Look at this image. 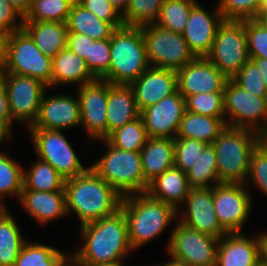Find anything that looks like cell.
Wrapping results in <instances>:
<instances>
[{
	"label": "cell",
	"instance_id": "obj_1",
	"mask_svg": "<svg viewBox=\"0 0 267 266\" xmlns=\"http://www.w3.org/2000/svg\"><path fill=\"white\" fill-rule=\"evenodd\" d=\"M80 228L85 244L71 257L84 266L121 261L132 251L127 220L121 209Z\"/></svg>",
	"mask_w": 267,
	"mask_h": 266
},
{
	"label": "cell",
	"instance_id": "obj_2",
	"mask_svg": "<svg viewBox=\"0 0 267 266\" xmlns=\"http://www.w3.org/2000/svg\"><path fill=\"white\" fill-rule=\"evenodd\" d=\"M66 213L77 214L81 225L116 213L122 196L91 167L81 175L65 180Z\"/></svg>",
	"mask_w": 267,
	"mask_h": 266
},
{
	"label": "cell",
	"instance_id": "obj_3",
	"mask_svg": "<svg viewBox=\"0 0 267 266\" xmlns=\"http://www.w3.org/2000/svg\"><path fill=\"white\" fill-rule=\"evenodd\" d=\"M120 209L127 220L132 250L158 237L179 213L175 207L156 200L147 193L124 196Z\"/></svg>",
	"mask_w": 267,
	"mask_h": 266
},
{
	"label": "cell",
	"instance_id": "obj_4",
	"mask_svg": "<svg viewBox=\"0 0 267 266\" xmlns=\"http://www.w3.org/2000/svg\"><path fill=\"white\" fill-rule=\"evenodd\" d=\"M264 139L254 130L226 125L212 143L217 154L220 183L247 185L252 153Z\"/></svg>",
	"mask_w": 267,
	"mask_h": 266
},
{
	"label": "cell",
	"instance_id": "obj_5",
	"mask_svg": "<svg viewBox=\"0 0 267 266\" xmlns=\"http://www.w3.org/2000/svg\"><path fill=\"white\" fill-rule=\"evenodd\" d=\"M150 67L141 27L122 26L110 37V63L100 78L111 84H130Z\"/></svg>",
	"mask_w": 267,
	"mask_h": 266
},
{
	"label": "cell",
	"instance_id": "obj_6",
	"mask_svg": "<svg viewBox=\"0 0 267 266\" xmlns=\"http://www.w3.org/2000/svg\"><path fill=\"white\" fill-rule=\"evenodd\" d=\"M103 141L108 150L90 167L122 197L146 193L149 184L144 179L140 152L121 150Z\"/></svg>",
	"mask_w": 267,
	"mask_h": 266
},
{
	"label": "cell",
	"instance_id": "obj_7",
	"mask_svg": "<svg viewBox=\"0 0 267 266\" xmlns=\"http://www.w3.org/2000/svg\"><path fill=\"white\" fill-rule=\"evenodd\" d=\"M223 102L224 114H229L230 118L227 126L251 129L267 138V97L246 92L228 79L224 86Z\"/></svg>",
	"mask_w": 267,
	"mask_h": 266
},
{
	"label": "cell",
	"instance_id": "obj_8",
	"mask_svg": "<svg viewBox=\"0 0 267 266\" xmlns=\"http://www.w3.org/2000/svg\"><path fill=\"white\" fill-rule=\"evenodd\" d=\"M151 67L177 71L196 58L183 34L163 29L156 24L141 26Z\"/></svg>",
	"mask_w": 267,
	"mask_h": 266
},
{
	"label": "cell",
	"instance_id": "obj_9",
	"mask_svg": "<svg viewBox=\"0 0 267 266\" xmlns=\"http://www.w3.org/2000/svg\"><path fill=\"white\" fill-rule=\"evenodd\" d=\"M220 239L179 221L167 245L171 260L188 266H215Z\"/></svg>",
	"mask_w": 267,
	"mask_h": 266
},
{
	"label": "cell",
	"instance_id": "obj_10",
	"mask_svg": "<svg viewBox=\"0 0 267 266\" xmlns=\"http://www.w3.org/2000/svg\"><path fill=\"white\" fill-rule=\"evenodd\" d=\"M206 57L228 79L233 78L250 60L244 20H224L217 29L212 49Z\"/></svg>",
	"mask_w": 267,
	"mask_h": 266
},
{
	"label": "cell",
	"instance_id": "obj_11",
	"mask_svg": "<svg viewBox=\"0 0 267 266\" xmlns=\"http://www.w3.org/2000/svg\"><path fill=\"white\" fill-rule=\"evenodd\" d=\"M26 75L52 88V58L23 30L8 34L7 72Z\"/></svg>",
	"mask_w": 267,
	"mask_h": 266
},
{
	"label": "cell",
	"instance_id": "obj_12",
	"mask_svg": "<svg viewBox=\"0 0 267 266\" xmlns=\"http://www.w3.org/2000/svg\"><path fill=\"white\" fill-rule=\"evenodd\" d=\"M29 130L40 160L52 165L65 180L81 175L90 168L83 167L61 130Z\"/></svg>",
	"mask_w": 267,
	"mask_h": 266
},
{
	"label": "cell",
	"instance_id": "obj_13",
	"mask_svg": "<svg viewBox=\"0 0 267 266\" xmlns=\"http://www.w3.org/2000/svg\"><path fill=\"white\" fill-rule=\"evenodd\" d=\"M4 81L12 121L25 123L29 129L37 118L47 86L33 77L13 73H6Z\"/></svg>",
	"mask_w": 267,
	"mask_h": 266
},
{
	"label": "cell",
	"instance_id": "obj_14",
	"mask_svg": "<svg viewBox=\"0 0 267 266\" xmlns=\"http://www.w3.org/2000/svg\"><path fill=\"white\" fill-rule=\"evenodd\" d=\"M246 184L220 183L213 187L214 210L227 233L241 232L248 219L252 198Z\"/></svg>",
	"mask_w": 267,
	"mask_h": 266
},
{
	"label": "cell",
	"instance_id": "obj_15",
	"mask_svg": "<svg viewBox=\"0 0 267 266\" xmlns=\"http://www.w3.org/2000/svg\"><path fill=\"white\" fill-rule=\"evenodd\" d=\"M78 87L81 124L91 139L103 140L107 137L108 82L96 79Z\"/></svg>",
	"mask_w": 267,
	"mask_h": 266
},
{
	"label": "cell",
	"instance_id": "obj_16",
	"mask_svg": "<svg viewBox=\"0 0 267 266\" xmlns=\"http://www.w3.org/2000/svg\"><path fill=\"white\" fill-rule=\"evenodd\" d=\"M185 111L186 100L178 90L158 103L146 107L140 116L144 120L147 136L174 139Z\"/></svg>",
	"mask_w": 267,
	"mask_h": 266
},
{
	"label": "cell",
	"instance_id": "obj_17",
	"mask_svg": "<svg viewBox=\"0 0 267 266\" xmlns=\"http://www.w3.org/2000/svg\"><path fill=\"white\" fill-rule=\"evenodd\" d=\"M176 73L178 92L185 99L199 93L224 92L228 81L207 57H196Z\"/></svg>",
	"mask_w": 267,
	"mask_h": 266
},
{
	"label": "cell",
	"instance_id": "obj_18",
	"mask_svg": "<svg viewBox=\"0 0 267 266\" xmlns=\"http://www.w3.org/2000/svg\"><path fill=\"white\" fill-rule=\"evenodd\" d=\"M81 125L80 105L77 99L67 94L42 96L39 112L29 129L63 130Z\"/></svg>",
	"mask_w": 267,
	"mask_h": 266
},
{
	"label": "cell",
	"instance_id": "obj_19",
	"mask_svg": "<svg viewBox=\"0 0 267 266\" xmlns=\"http://www.w3.org/2000/svg\"><path fill=\"white\" fill-rule=\"evenodd\" d=\"M140 113L178 90L175 70L149 67L138 79L129 84Z\"/></svg>",
	"mask_w": 267,
	"mask_h": 266
},
{
	"label": "cell",
	"instance_id": "obj_20",
	"mask_svg": "<svg viewBox=\"0 0 267 266\" xmlns=\"http://www.w3.org/2000/svg\"><path fill=\"white\" fill-rule=\"evenodd\" d=\"M185 201L188 209L180 222L218 239L227 233L220 226L214 210L213 187L191 188Z\"/></svg>",
	"mask_w": 267,
	"mask_h": 266
},
{
	"label": "cell",
	"instance_id": "obj_21",
	"mask_svg": "<svg viewBox=\"0 0 267 266\" xmlns=\"http://www.w3.org/2000/svg\"><path fill=\"white\" fill-rule=\"evenodd\" d=\"M223 21L218 7L213 14L208 13L198 3L192 7L183 36L196 57H206L209 54L217 29Z\"/></svg>",
	"mask_w": 267,
	"mask_h": 266
},
{
	"label": "cell",
	"instance_id": "obj_22",
	"mask_svg": "<svg viewBox=\"0 0 267 266\" xmlns=\"http://www.w3.org/2000/svg\"><path fill=\"white\" fill-rule=\"evenodd\" d=\"M255 239L241 232L226 233L220 238L215 266H254L262 257L261 233Z\"/></svg>",
	"mask_w": 267,
	"mask_h": 266
},
{
	"label": "cell",
	"instance_id": "obj_23",
	"mask_svg": "<svg viewBox=\"0 0 267 266\" xmlns=\"http://www.w3.org/2000/svg\"><path fill=\"white\" fill-rule=\"evenodd\" d=\"M107 136L114 130L140 117L133 90L129 84L108 82Z\"/></svg>",
	"mask_w": 267,
	"mask_h": 266
},
{
	"label": "cell",
	"instance_id": "obj_24",
	"mask_svg": "<svg viewBox=\"0 0 267 266\" xmlns=\"http://www.w3.org/2000/svg\"><path fill=\"white\" fill-rule=\"evenodd\" d=\"M190 189L186 172L173 166L151 181L146 193L178 210L181 204L186 203Z\"/></svg>",
	"mask_w": 267,
	"mask_h": 266
},
{
	"label": "cell",
	"instance_id": "obj_25",
	"mask_svg": "<svg viewBox=\"0 0 267 266\" xmlns=\"http://www.w3.org/2000/svg\"><path fill=\"white\" fill-rule=\"evenodd\" d=\"M20 202L24 209L39 223L67 215L65 191H33L22 190Z\"/></svg>",
	"mask_w": 267,
	"mask_h": 266
},
{
	"label": "cell",
	"instance_id": "obj_26",
	"mask_svg": "<svg viewBox=\"0 0 267 266\" xmlns=\"http://www.w3.org/2000/svg\"><path fill=\"white\" fill-rule=\"evenodd\" d=\"M22 29L46 56L54 58L67 47L68 29L65 22L23 21Z\"/></svg>",
	"mask_w": 267,
	"mask_h": 266
},
{
	"label": "cell",
	"instance_id": "obj_27",
	"mask_svg": "<svg viewBox=\"0 0 267 266\" xmlns=\"http://www.w3.org/2000/svg\"><path fill=\"white\" fill-rule=\"evenodd\" d=\"M140 154L144 179L149 184L174 166V139L148 137Z\"/></svg>",
	"mask_w": 267,
	"mask_h": 266
},
{
	"label": "cell",
	"instance_id": "obj_28",
	"mask_svg": "<svg viewBox=\"0 0 267 266\" xmlns=\"http://www.w3.org/2000/svg\"><path fill=\"white\" fill-rule=\"evenodd\" d=\"M96 79L86 61L67 47L52 58V87L71 83L81 86Z\"/></svg>",
	"mask_w": 267,
	"mask_h": 266
},
{
	"label": "cell",
	"instance_id": "obj_29",
	"mask_svg": "<svg viewBox=\"0 0 267 266\" xmlns=\"http://www.w3.org/2000/svg\"><path fill=\"white\" fill-rule=\"evenodd\" d=\"M226 117H211L185 111L175 138H190L213 143L227 125Z\"/></svg>",
	"mask_w": 267,
	"mask_h": 266
},
{
	"label": "cell",
	"instance_id": "obj_30",
	"mask_svg": "<svg viewBox=\"0 0 267 266\" xmlns=\"http://www.w3.org/2000/svg\"><path fill=\"white\" fill-rule=\"evenodd\" d=\"M68 33H80L93 40L110 39L115 28L108 22L99 19L77 1L72 5L66 21Z\"/></svg>",
	"mask_w": 267,
	"mask_h": 266
},
{
	"label": "cell",
	"instance_id": "obj_31",
	"mask_svg": "<svg viewBox=\"0 0 267 266\" xmlns=\"http://www.w3.org/2000/svg\"><path fill=\"white\" fill-rule=\"evenodd\" d=\"M26 241L7 208H0V266H14Z\"/></svg>",
	"mask_w": 267,
	"mask_h": 266
},
{
	"label": "cell",
	"instance_id": "obj_32",
	"mask_svg": "<svg viewBox=\"0 0 267 266\" xmlns=\"http://www.w3.org/2000/svg\"><path fill=\"white\" fill-rule=\"evenodd\" d=\"M186 174L191 188H208L220 184L217 154L212 143L205 145L198 160Z\"/></svg>",
	"mask_w": 267,
	"mask_h": 266
},
{
	"label": "cell",
	"instance_id": "obj_33",
	"mask_svg": "<svg viewBox=\"0 0 267 266\" xmlns=\"http://www.w3.org/2000/svg\"><path fill=\"white\" fill-rule=\"evenodd\" d=\"M65 179L49 163L37 159L28 172H23V189L33 191H65Z\"/></svg>",
	"mask_w": 267,
	"mask_h": 266
},
{
	"label": "cell",
	"instance_id": "obj_34",
	"mask_svg": "<svg viewBox=\"0 0 267 266\" xmlns=\"http://www.w3.org/2000/svg\"><path fill=\"white\" fill-rule=\"evenodd\" d=\"M67 256L49 245L26 241L14 266H62Z\"/></svg>",
	"mask_w": 267,
	"mask_h": 266
},
{
	"label": "cell",
	"instance_id": "obj_35",
	"mask_svg": "<svg viewBox=\"0 0 267 266\" xmlns=\"http://www.w3.org/2000/svg\"><path fill=\"white\" fill-rule=\"evenodd\" d=\"M196 3V0H163L159 17L154 24L163 29L183 34L190 11Z\"/></svg>",
	"mask_w": 267,
	"mask_h": 266
},
{
	"label": "cell",
	"instance_id": "obj_36",
	"mask_svg": "<svg viewBox=\"0 0 267 266\" xmlns=\"http://www.w3.org/2000/svg\"><path fill=\"white\" fill-rule=\"evenodd\" d=\"M148 139L143 118L140 116L111 132L105 140L114 147L132 152H140Z\"/></svg>",
	"mask_w": 267,
	"mask_h": 266
},
{
	"label": "cell",
	"instance_id": "obj_37",
	"mask_svg": "<svg viewBox=\"0 0 267 266\" xmlns=\"http://www.w3.org/2000/svg\"><path fill=\"white\" fill-rule=\"evenodd\" d=\"M76 0H32L23 21L65 22Z\"/></svg>",
	"mask_w": 267,
	"mask_h": 266
},
{
	"label": "cell",
	"instance_id": "obj_38",
	"mask_svg": "<svg viewBox=\"0 0 267 266\" xmlns=\"http://www.w3.org/2000/svg\"><path fill=\"white\" fill-rule=\"evenodd\" d=\"M23 168L4 152L0 151V208H5V195L21 196L23 189Z\"/></svg>",
	"mask_w": 267,
	"mask_h": 266
},
{
	"label": "cell",
	"instance_id": "obj_39",
	"mask_svg": "<svg viewBox=\"0 0 267 266\" xmlns=\"http://www.w3.org/2000/svg\"><path fill=\"white\" fill-rule=\"evenodd\" d=\"M163 0H130L122 15L125 26L141 27L154 24L160 14Z\"/></svg>",
	"mask_w": 267,
	"mask_h": 266
},
{
	"label": "cell",
	"instance_id": "obj_40",
	"mask_svg": "<svg viewBox=\"0 0 267 266\" xmlns=\"http://www.w3.org/2000/svg\"><path fill=\"white\" fill-rule=\"evenodd\" d=\"M186 111L211 117H225L223 92H206L188 96Z\"/></svg>",
	"mask_w": 267,
	"mask_h": 266
},
{
	"label": "cell",
	"instance_id": "obj_41",
	"mask_svg": "<svg viewBox=\"0 0 267 266\" xmlns=\"http://www.w3.org/2000/svg\"><path fill=\"white\" fill-rule=\"evenodd\" d=\"M206 144L190 138H174V166L187 172L196 163Z\"/></svg>",
	"mask_w": 267,
	"mask_h": 266
},
{
	"label": "cell",
	"instance_id": "obj_42",
	"mask_svg": "<svg viewBox=\"0 0 267 266\" xmlns=\"http://www.w3.org/2000/svg\"><path fill=\"white\" fill-rule=\"evenodd\" d=\"M260 0H221L217 6L225 21L254 19Z\"/></svg>",
	"mask_w": 267,
	"mask_h": 266
},
{
	"label": "cell",
	"instance_id": "obj_43",
	"mask_svg": "<svg viewBox=\"0 0 267 266\" xmlns=\"http://www.w3.org/2000/svg\"><path fill=\"white\" fill-rule=\"evenodd\" d=\"M231 79L246 92L259 97H267V89L262 75L251 59Z\"/></svg>",
	"mask_w": 267,
	"mask_h": 266
},
{
	"label": "cell",
	"instance_id": "obj_44",
	"mask_svg": "<svg viewBox=\"0 0 267 266\" xmlns=\"http://www.w3.org/2000/svg\"><path fill=\"white\" fill-rule=\"evenodd\" d=\"M249 58L267 59V26L254 19L244 20Z\"/></svg>",
	"mask_w": 267,
	"mask_h": 266
},
{
	"label": "cell",
	"instance_id": "obj_45",
	"mask_svg": "<svg viewBox=\"0 0 267 266\" xmlns=\"http://www.w3.org/2000/svg\"><path fill=\"white\" fill-rule=\"evenodd\" d=\"M85 61L90 72L100 79L109 69L110 39H91L90 58Z\"/></svg>",
	"mask_w": 267,
	"mask_h": 266
},
{
	"label": "cell",
	"instance_id": "obj_46",
	"mask_svg": "<svg viewBox=\"0 0 267 266\" xmlns=\"http://www.w3.org/2000/svg\"><path fill=\"white\" fill-rule=\"evenodd\" d=\"M248 177L267 196V138L252 153Z\"/></svg>",
	"mask_w": 267,
	"mask_h": 266
},
{
	"label": "cell",
	"instance_id": "obj_47",
	"mask_svg": "<svg viewBox=\"0 0 267 266\" xmlns=\"http://www.w3.org/2000/svg\"><path fill=\"white\" fill-rule=\"evenodd\" d=\"M85 9L99 19L110 23L115 29L124 26L122 14L118 12L108 0H76Z\"/></svg>",
	"mask_w": 267,
	"mask_h": 266
},
{
	"label": "cell",
	"instance_id": "obj_48",
	"mask_svg": "<svg viewBox=\"0 0 267 266\" xmlns=\"http://www.w3.org/2000/svg\"><path fill=\"white\" fill-rule=\"evenodd\" d=\"M17 18L21 19L19 23ZM23 18L8 0H0V33L11 34L21 30Z\"/></svg>",
	"mask_w": 267,
	"mask_h": 266
},
{
	"label": "cell",
	"instance_id": "obj_49",
	"mask_svg": "<svg viewBox=\"0 0 267 266\" xmlns=\"http://www.w3.org/2000/svg\"><path fill=\"white\" fill-rule=\"evenodd\" d=\"M67 48L86 60L90 58L91 38L80 33H68Z\"/></svg>",
	"mask_w": 267,
	"mask_h": 266
},
{
	"label": "cell",
	"instance_id": "obj_50",
	"mask_svg": "<svg viewBox=\"0 0 267 266\" xmlns=\"http://www.w3.org/2000/svg\"><path fill=\"white\" fill-rule=\"evenodd\" d=\"M12 117L5 88L4 75H0V125L10 134Z\"/></svg>",
	"mask_w": 267,
	"mask_h": 266
},
{
	"label": "cell",
	"instance_id": "obj_51",
	"mask_svg": "<svg viewBox=\"0 0 267 266\" xmlns=\"http://www.w3.org/2000/svg\"><path fill=\"white\" fill-rule=\"evenodd\" d=\"M8 34L0 33V75L7 72Z\"/></svg>",
	"mask_w": 267,
	"mask_h": 266
},
{
	"label": "cell",
	"instance_id": "obj_52",
	"mask_svg": "<svg viewBox=\"0 0 267 266\" xmlns=\"http://www.w3.org/2000/svg\"><path fill=\"white\" fill-rule=\"evenodd\" d=\"M10 4L23 16L28 13L32 0H8Z\"/></svg>",
	"mask_w": 267,
	"mask_h": 266
},
{
	"label": "cell",
	"instance_id": "obj_53",
	"mask_svg": "<svg viewBox=\"0 0 267 266\" xmlns=\"http://www.w3.org/2000/svg\"><path fill=\"white\" fill-rule=\"evenodd\" d=\"M257 66L262 75L265 87L267 89V59L266 58H250Z\"/></svg>",
	"mask_w": 267,
	"mask_h": 266
},
{
	"label": "cell",
	"instance_id": "obj_54",
	"mask_svg": "<svg viewBox=\"0 0 267 266\" xmlns=\"http://www.w3.org/2000/svg\"><path fill=\"white\" fill-rule=\"evenodd\" d=\"M108 1L122 15L127 10L128 4L130 2V0H108Z\"/></svg>",
	"mask_w": 267,
	"mask_h": 266
},
{
	"label": "cell",
	"instance_id": "obj_55",
	"mask_svg": "<svg viewBox=\"0 0 267 266\" xmlns=\"http://www.w3.org/2000/svg\"><path fill=\"white\" fill-rule=\"evenodd\" d=\"M265 13H267V0H260L258 12L254 20L258 21Z\"/></svg>",
	"mask_w": 267,
	"mask_h": 266
},
{
	"label": "cell",
	"instance_id": "obj_56",
	"mask_svg": "<svg viewBox=\"0 0 267 266\" xmlns=\"http://www.w3.org/2000/svg\"><path fill=\"white\" fill-rule=\"evenodd\" d=\"M262 241V257L267 261V234H261Z\"/></svg>",
	"mask_w": 267,
	"mask_h": 266
},
{
	"label": "cell",
	"instance_id": "obj_57",
	"mask_svg": "<svg viewBox=\"0 0 267 266\" xmlns=\"http://www.w3.org/2000/svg\"><path fill=\"white\" fill-rule=\"evenodd\" d=\"M89 266H122V264L121 261H114V262L100 263Z\"/></svg>",
	"mask_w": 267,
	"mask_h": 266
},
{
	"label": "cell",
	"instance_id": "obj_58",
	"mask_svg": "<svg viewBox=\"0 0 267 266\" xmlns=\"http://www.w3.org/2000/svg\"><path fill=\"white\" fill-rule=\"evenodd\" d=\"M11 134H9L1 125H0V144L4 140V138H10Z\"/></svg>",
	"mask_w": 267,
	"mask_h": 266
},
{
	"label": "cell",
	"instance_id": "obj_59",
	"mask_svg": "<svg viewBox=\"0 0 267 266\" xmlns=\"http://www.w3.org/2000/svg\"><path fill=\"white\" fill-rule=\"evenodd\" d=\"M161 266H188V265H183V264H180V263H177L175 261L170 260V261L162 264Z\"/></svg>",
	"mask_w": 267,
	"mask_h": 266
},
{
	"label": "cell",
	"instance_id": "obj_60",
	"mask_svg": "<svg viewBox=\"0 0 267 266\" xmlns=\"http://www.w3.org/2000/svg\"><path fill=\"white\" fill-rule=\"evenodd\" d=\"M254 266H267V261L263 257H260Z\"/></svg>",
	"mask_w": 267,
	"mask_h": 266
},
{
	"label": "cell",
	"instance_id": "obj_61",
	"mask_svg": "<svg viewBox=\"0 0 267 266\" xmlns=\"http://www.w3.org/2000/svg\"><path fill=\"white\" fill-rule=\"evenodd\" d=\"M69 266H84L82 264H80L79 262H77L73 257L69 258Z\"/></svg>",
	"mask_w": 267,
	"mask_h": 266
},
{
	"label": "cell",
	"instance_id": "obj_62",
	"mask_svg": "<svg viewBox=\"0 0 267 266\" xmlns=\"http://www.w3.org/2000/svg\"><path fill=\"white\" fill-rule=\"evenodd\" d=\"M262 25L267 26V13H265L259 20Z\"/></svg>",
	"mask_w": 267,
	"mask_h": 266
},
{
	"label": "cell",
	"instance_id": "obj_63",
	"mask_svg": "<svg viewBox=\"0 0 267 266\" xmlns=\"http://www.w3.org/2000/svg\"><path fill=\"white\" fill-rule=\"evenodd\" d=\"M69 256H68V258L65 260V262H64V264L62 265V266H69Z\"/></svg>",
	"mask_w": 267,
	"mask_h": 266
}]
</instances>
